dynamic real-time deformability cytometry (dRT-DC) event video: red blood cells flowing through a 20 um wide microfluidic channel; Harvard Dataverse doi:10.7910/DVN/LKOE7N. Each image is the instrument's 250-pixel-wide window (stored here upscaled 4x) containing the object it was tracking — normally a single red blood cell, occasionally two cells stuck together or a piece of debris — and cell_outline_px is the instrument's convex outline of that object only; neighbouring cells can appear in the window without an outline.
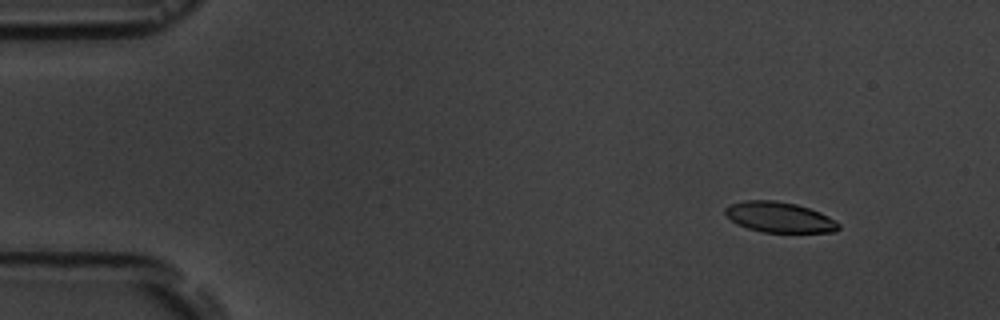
{"species": "common noctule bat (a hibernating species)", "species_latin": "Nyctalus noctula", "temperature_condition": "room temperature", "stored_images_in_passage": 6, "camera_frame_rate_fps": 3000, "um_per_image_px": 0.085, "animal": {"sex": "male", "body_mass_g": 19.5, "forearm_length_mm": 54.6}, "frame": {"image": 1, "passage_image": 2, "time_ms": 1.333, "image_size_px": [1000, 320], "cell_outline_px": [[840, 228], [836, 232], [764, 232], [748, 228], [736, 224], [724, 212], [724, 208], [732, 204], [744, 200], [772, 200], [796, 204], [820, 212], [836, 220], [840, 224]], "centroid_in_image_um": [66.27, 18.46], "position_along_channel_um": 18.7, "area_um2": 20.06}}
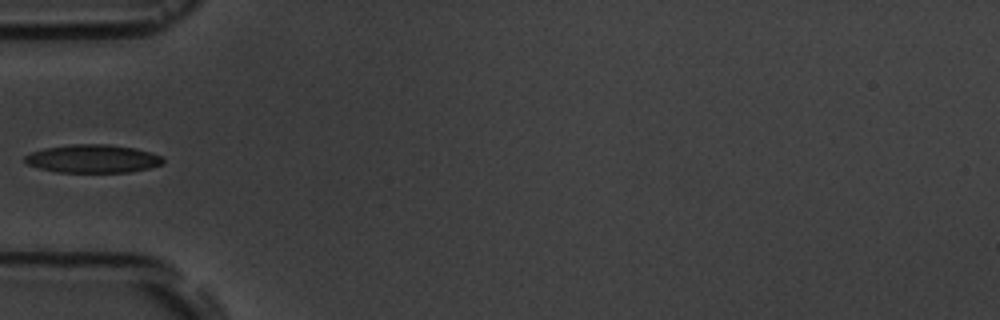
{"frame": {"image": 2, "passage_image": 5, "time_ms": 5.667, "image_size_px": [1000, 320], "cell_outline_px": [[164, 164], [148, 168], [128, 172], [56, 172], [40, 168], [28, 164], [24, 160], [24, 156], [32, 152], [44, 148], [72, 144], [108, 144], [136, 148], [160, 156], [164, 160]], "centroid_in_image_um": [7.88, 13.49], "position_along_channel_um": 77.1, "area_um2": 22.6}}
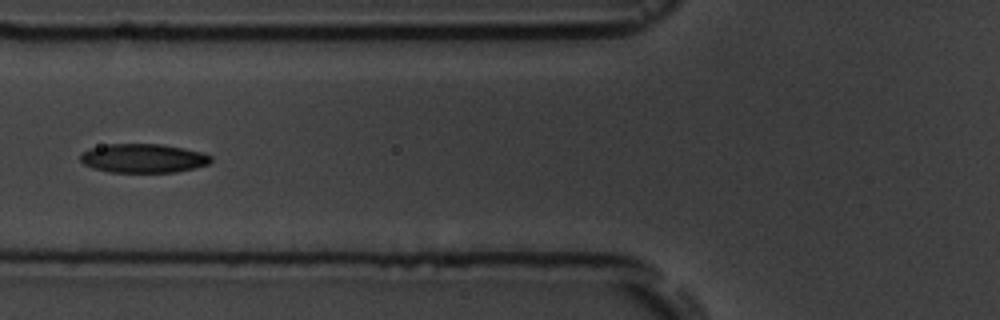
{"frame": {"image": 3, "passage_image": 6, "time_ms": 6.667, "image_size_px": [1000, 320], "cell_outline_px": [[212, 160], [208, 164], [176, 172], [108, 172], [92, 168], [84, 164], [80, 160], [80, 156], [88, 148], [108, 144], [160, 144], [184, 148], [204, 152], [212, 156]], "centroid_in_image_um": [12.17, 13.45], "position_along_channel_um": 113.6, "area_um2": 22.08}}